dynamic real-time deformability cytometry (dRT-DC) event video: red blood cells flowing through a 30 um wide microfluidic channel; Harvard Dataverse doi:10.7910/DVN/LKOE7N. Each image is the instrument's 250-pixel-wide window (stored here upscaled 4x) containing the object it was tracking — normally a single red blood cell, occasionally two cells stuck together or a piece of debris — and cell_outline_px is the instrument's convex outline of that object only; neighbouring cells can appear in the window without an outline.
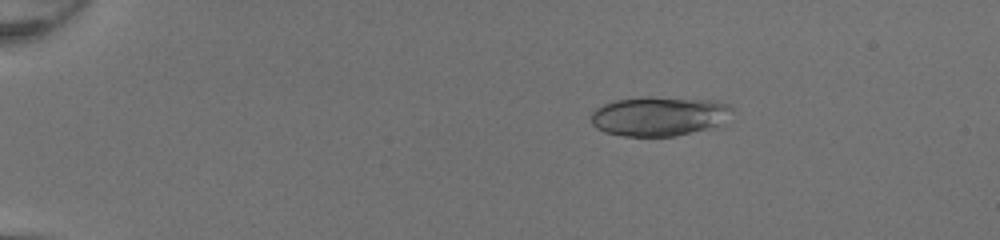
{"species": "common noctule bat (a hibernating species)", "species_latin": "Nyctalus noctula", "temperature_condition": "room temperature", "stored_images_in_passage": 50, "segment_of_instrument_passage": [1, 2], "camera_frame_rate_fps": 3000, "um_per_image_px": 0.085, "animal": {"sex": "female", "body_mass_g": 20.0, "forearm_length_mm": 54.0}, "frame": {"image": 1, "passage_image": 10, "time_ms": 3.0, "image_size_px": [1000, 240], "cell_outline_px": [[732, 120], [716, 128], [676, 136], [624, 136], [604, 132], [596, 128], [592, 124], [592, 112], [596, 108], [612, 100], [708, 100], [728, 104], [732, 108]], "centroid_in_image_um": [56.11, 9.95], "position_along_channel_um": 28.9, "area_um2": 31.73}}